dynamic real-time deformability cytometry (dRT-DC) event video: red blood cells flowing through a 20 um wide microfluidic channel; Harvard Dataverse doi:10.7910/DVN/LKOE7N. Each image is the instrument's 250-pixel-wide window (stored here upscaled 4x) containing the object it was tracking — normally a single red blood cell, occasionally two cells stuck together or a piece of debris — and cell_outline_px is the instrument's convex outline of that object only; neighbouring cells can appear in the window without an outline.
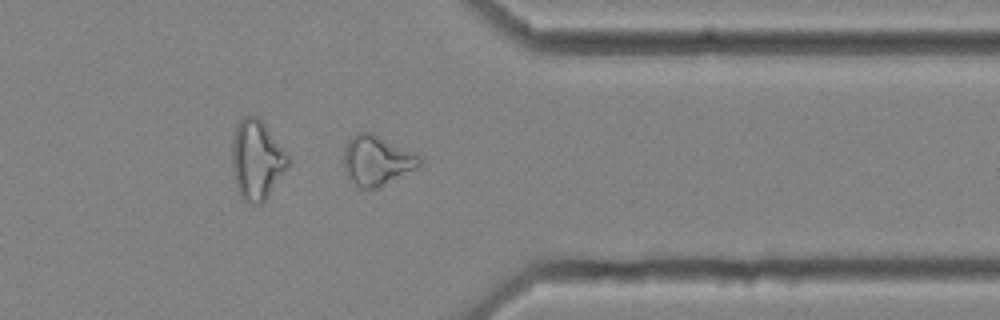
{"species": "common noctule bat (a hibernating species)", "species_latin": "Nyctalus noctula", "temperature_condition": "cold", "stored_images_in_passage": 39, "camera_frame_rate_fps": 3000, "um_per_image_px": 0.085, "animal": {"sex": "female", "body_mass_g": 25.1}, "frame": {"image": 1, "passage_image": 28, "time_ms": 9.0, "image_size_px": [1000, 320], "cell_outline_px": [[420, 164], [416, 168], [376, 188], [360, 188], [348, 176], [344, 168], [344, 148], [348, 140], [352, 136], [360, 132], [372, 132], [420, 156]], "centroid_in_image_um": [31.99, 13.62], "position_along_channel_um": 379.4, "area_um2": 21.44}}